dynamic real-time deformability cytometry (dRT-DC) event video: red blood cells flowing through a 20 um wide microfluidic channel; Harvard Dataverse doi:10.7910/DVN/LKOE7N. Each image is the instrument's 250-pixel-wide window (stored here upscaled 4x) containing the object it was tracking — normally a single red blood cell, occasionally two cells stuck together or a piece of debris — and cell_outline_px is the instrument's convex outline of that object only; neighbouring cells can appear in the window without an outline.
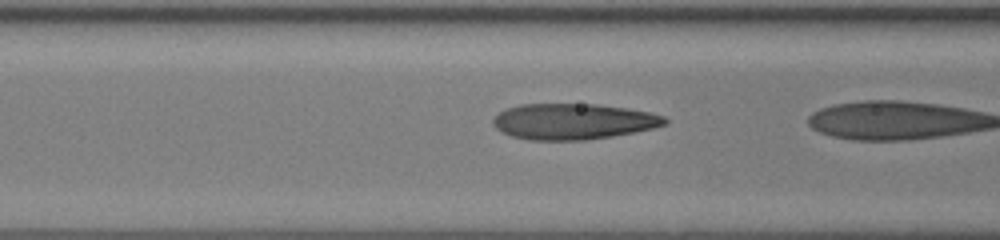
{"species": "human", "species_latin": "Homo sapiens", "temperature_condition": "room temperature", "stored_images_in_passage": 21, "camera_frame_rate_fps": 3000, "um_per_image_px": 0.085, "donor": {"sex": "female"}, "frame": {"image": 1, "passage_image": 19, "time_ms": 6.0, "image_size_px": [1000, 240], "cell_outline_px": [[668, 124], [636, 132], [588, 140], [528, 140], [512, 136], [496, 128], [492, 124], [492, 120], [500, 112], [508, 108], [520, 104], [596, 104], [628, 108], [652, 112], [664, 116], [668, 120]], "centroid_in_image_um": [48.77, 10.32], "position_along_channel_um": 117.8, "area_um2": 36.07}}